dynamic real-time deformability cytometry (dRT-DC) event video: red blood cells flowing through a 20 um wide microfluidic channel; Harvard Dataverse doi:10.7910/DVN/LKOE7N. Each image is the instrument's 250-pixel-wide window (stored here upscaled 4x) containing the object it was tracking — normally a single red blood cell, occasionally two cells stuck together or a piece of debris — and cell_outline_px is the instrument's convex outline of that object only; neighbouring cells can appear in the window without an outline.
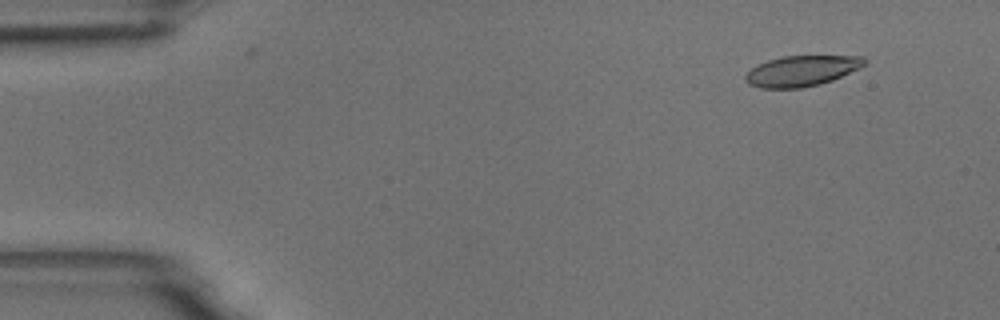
{"species": "common noctule bat (a hibernating species)", "species_latin": "Nyctalus noctula", "temperature_condition": "room temperature", "stored_images_in_passage": 3, "camera_frame_rate_fps": 3000, "um_per_image_px": 0.085, "animal": {"sex": "male", "body_mass_g": 18.8}, "frame": {"image": 1, "passage_image": 1, "time_ms": 0.0, "image_size_px": [1000, 320], "cell_outline_px": [[868, 60], [860, 68], [832, 80], [820, 84], [800, 88], [760, 88], [748, 84], [744, 80], [744, 76], [752, 68], [768, 60], [780, 56], [864, 56]], "centroid_in_image_um": [68.14, 6.02], "position_along_channel_um": 16.9, "area_um2": 21.21}}